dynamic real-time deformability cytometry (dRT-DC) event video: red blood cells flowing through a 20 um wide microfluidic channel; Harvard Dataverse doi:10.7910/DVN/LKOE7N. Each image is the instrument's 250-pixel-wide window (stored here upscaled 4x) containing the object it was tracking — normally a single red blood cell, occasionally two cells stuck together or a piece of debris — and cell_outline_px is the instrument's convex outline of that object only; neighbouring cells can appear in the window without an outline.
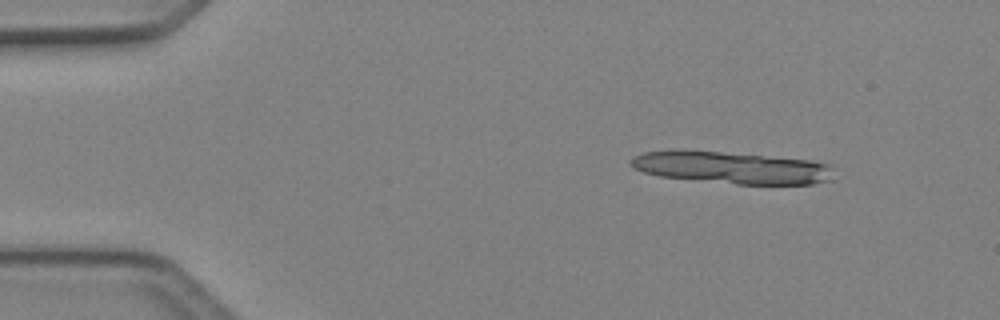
{"species": "Egyptian fruit bat (a non-hibernating species)", "species_latin": "Rousettus aegyptiacus", "temperature_condition": "cold", "stored_images_in_passage": 4, "segment_of_instrument_passage": [1, 2], "camera_frame_rate_fps": 3000, "um_per_image_px": 0.085, "animal": {"sex": "female"}, "frame": {"image": 1, "passage_image": 1, "time_ms": 0.0, "image_size_px": [1000, 320], "cell_outline_px": [[832, 180], [812, 184], [736, 184], [660, 176], [644, 172], [632, 168], [628, 164], [628, 160], [632, 156], [644, 152], [720, 152], [812, 160], [828, 164], [832, 168]], "centroid_in_image_um": [62.23, 14.27], "position_along_channel_um": 22.8, "area_um2": 37.22}}